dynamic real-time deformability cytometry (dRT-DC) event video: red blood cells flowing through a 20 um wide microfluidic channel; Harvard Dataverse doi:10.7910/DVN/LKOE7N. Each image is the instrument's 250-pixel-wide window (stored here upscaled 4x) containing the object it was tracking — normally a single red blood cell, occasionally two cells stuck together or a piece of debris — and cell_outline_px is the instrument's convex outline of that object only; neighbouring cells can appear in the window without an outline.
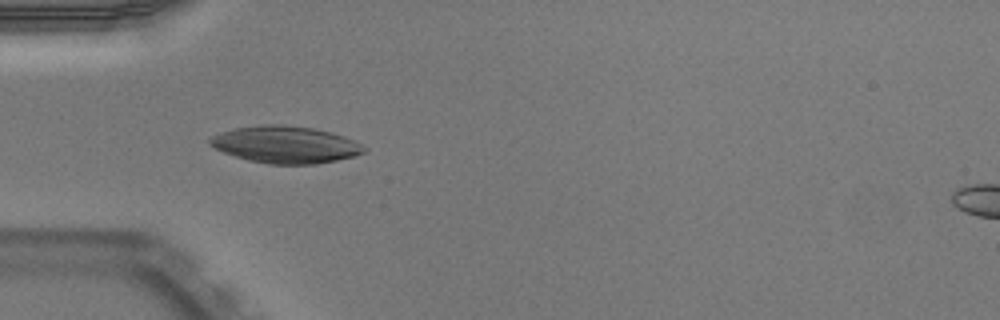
{"species": "Egyptian fruit bat (a non-hibernating species)", "species_latin": "Rousettus aegyptiacus", "temperature_condition": "warm", "stored_images_in_passage": 8, "camera_frame_rate_fps": 3000, "um_per_image_px": 0.085, "animal": {"sex": "male"}, "frame": {"image": 1, "passage_image": 5, "time_ms": 1.333, "image_size_px": [1000, 320], "cell_outline_px": [[368, 148], [364, 152], [356, 156], [316, 164], [268, 164], [248, 160], [224, 152], [208, 144], [208, 140], [212, 136], [220, 132], [236, 128], [264, 124], [280, 124], [312, 128], [332, 132], [344, 136]], "centroid_in_image_um": [24.27, 12.29], "position_along_channel_um": 60.7, "area_um2": 33.18}}